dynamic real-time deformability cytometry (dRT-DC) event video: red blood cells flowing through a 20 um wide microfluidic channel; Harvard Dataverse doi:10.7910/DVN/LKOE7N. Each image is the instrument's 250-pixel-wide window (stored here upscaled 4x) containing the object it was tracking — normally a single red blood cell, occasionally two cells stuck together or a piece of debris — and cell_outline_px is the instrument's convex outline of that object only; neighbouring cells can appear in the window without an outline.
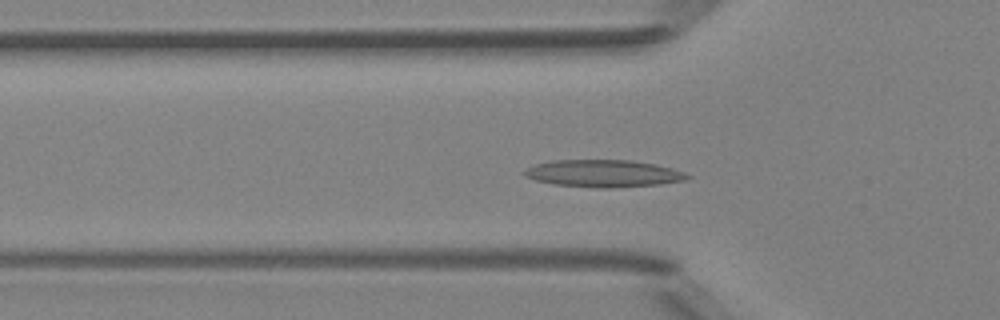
{"species": "Egyptian fruit bat (a non-hibernating species)", "species_latin": "Rousettus aegyptiacus", "temperature_condition": "room temperature", "stored_images_in_passage": 48, "camera_frame_rate_fps": 3000, "um_per_image_px": 0.085, "animal": {"sex": "female"}, "frame": {"image": 1, "passage_image": 14, "time_ms": 4.333, "image_size_px": [1000, 320], "cell_outline_px": [[692, 176], [684, 180], [660, 184], [612, 188], [596, 188], [552, 184], [536, 180], [524, 176], [524, 172], [528, 168], [536, 164], [552, 160], [632, 160], [656, 164], [672, 168], [684, 172]], "centroid_in_image_um": [51.31, 14.74], "position_along_channel_um": 74.5, "area_um2": 25.89}}
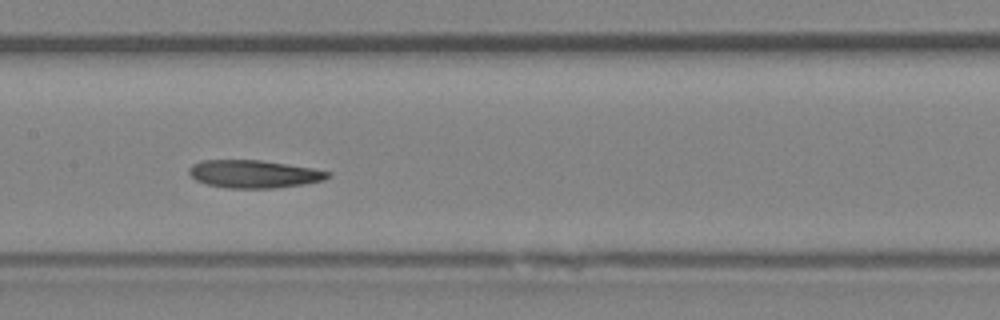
{"frame": {"image": 2, "passage_image": 22, "time_ms": 7.0, "image_size_px": [1000, 320], "cell_outline_px": [[332, 176], [324, 180], [304, 184], [276, 188], [228, 188], [208, 184], [196, 180], [188, 172], [188, 168], [192, 164], [200, 160], [260, 160], [312, 168], [332, 172]], "centroid_in_image_um": [21.6, 14.79], "position_along_channel_um": 185.8, "area_um2": 22.54}}
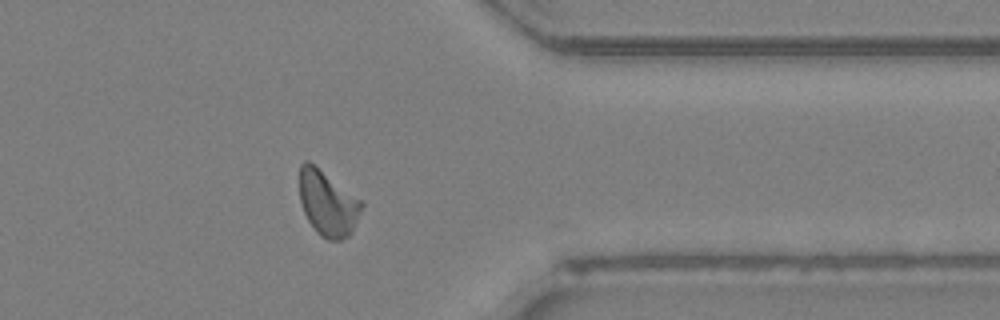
{"frame": {"image": 3, "passage_image": 37, "time_ms": 12.0, "image_size_px": [1000, 320], "cell_outline_px": [[364, 204], [348, 236], [340, 240], [328, 240], [320, 236], [316, 232], [308, 220], [304, 212], [300, 200], [300, 164], [304, 160], [308, 160], [360, 200]], "centroid_in_image_um": [27.82, 17.29], "position_along_channel_um": 383.6, "area_um2": 23.0}, "authors_computed_cell_mechanics": {"area_um2": 22.831, "velocity_mm_per_s": 4.1856, "shape_relaxation_time_tau1_ms": 9.8419, "shape_relaxation_time_tau2_ms": 3.2836, "deformation_change_tau1": 0.2105, "deformation_change_tau2": 0.0952}}